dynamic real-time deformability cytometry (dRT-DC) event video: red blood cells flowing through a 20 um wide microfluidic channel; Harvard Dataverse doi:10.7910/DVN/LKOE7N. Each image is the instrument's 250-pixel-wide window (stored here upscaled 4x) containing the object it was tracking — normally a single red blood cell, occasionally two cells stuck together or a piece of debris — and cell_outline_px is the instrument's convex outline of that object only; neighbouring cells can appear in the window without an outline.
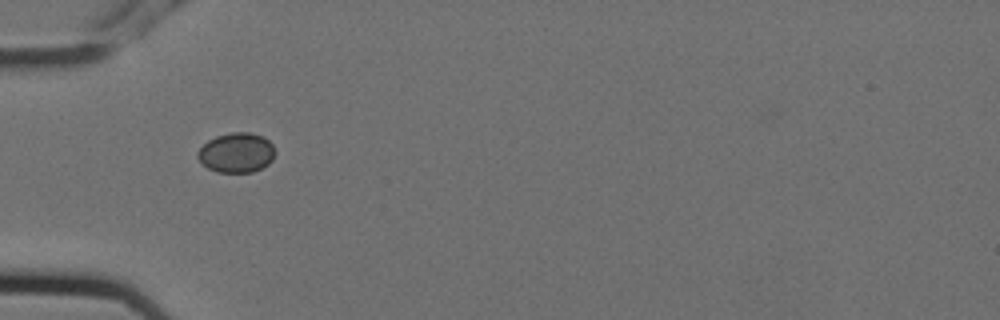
{"species": "Egyptian fruit bat (a non-hibernating species)", "species_latin": "Rousettus aegyptiacus", "temperature_condition": "cold", "stored_images_in_passage": 12, "camera_frame_rate_fps": 3000, "um_per_image_px": 0.085, "animal": {"sex": "female"}, "frame": {"image": 1, "passage_image": 2, "time_ms": 0.333, "image_size_px": [1000, 320], "cell_outline_px": [[276, 152], [272, 160], [268, 164], [252, 172], [216, 172], [208, 168], [196, 156], [196, 152], [208, 140], [216, 136], [232, 132], [248, 132], [264, 136], [272, 144]], "centroid_in_image_um": [20.11, 12.97], "position_along_channel_um": 64.9, "area_um2": 17.98}}
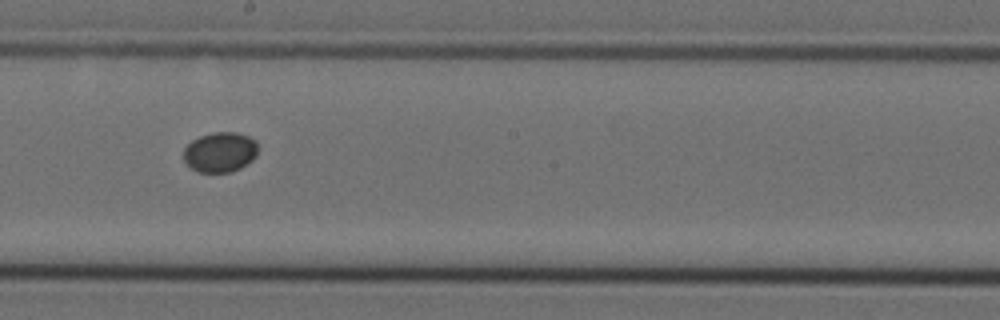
{"frame": {"image": 2, "passage_image": 6, "time_ms": 1.667, "image_size_px": [1000, 320], "cell_outline_px": [[256, 156], [252, 160], [240, 168], [232, 172], [196, 172], [184, 160], [184, 148], [192, 140], [200, 136], [212, 132], [236, 132], [248, 136], [256, 140]], "centroid_in_image_um": [18.7, 12.93], "position_along_channel_um": 229.5, "area_um2": 17.34}}
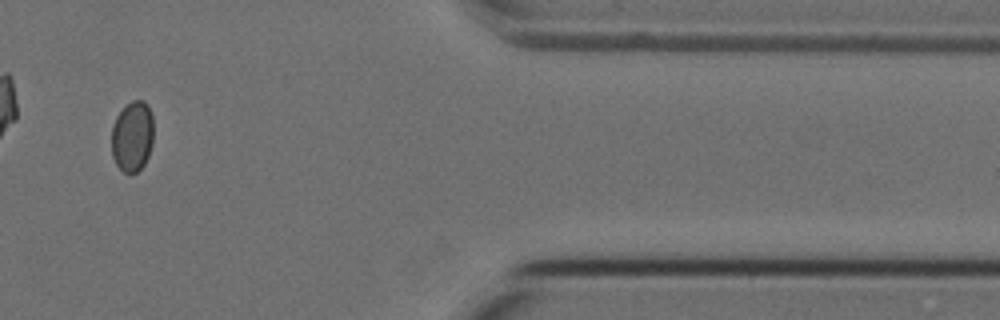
{"frame": {"image": 3, "passage_image": 10, "time_ms": 3.0, "image_size_px": [1000, 320], "cell_outline_px": [[152, 144], [148, 156], [144, 164], [136, 172], [124, 172], [116, 164], [112, 156], [112, 124], [116, 116], [132, 100], [144, 100], [148, 104], [152, 116]], "centroid_in_image_um": [11.24, 11.57], "position_along_channel_um": 400.2, "area_um2": 17.17}}